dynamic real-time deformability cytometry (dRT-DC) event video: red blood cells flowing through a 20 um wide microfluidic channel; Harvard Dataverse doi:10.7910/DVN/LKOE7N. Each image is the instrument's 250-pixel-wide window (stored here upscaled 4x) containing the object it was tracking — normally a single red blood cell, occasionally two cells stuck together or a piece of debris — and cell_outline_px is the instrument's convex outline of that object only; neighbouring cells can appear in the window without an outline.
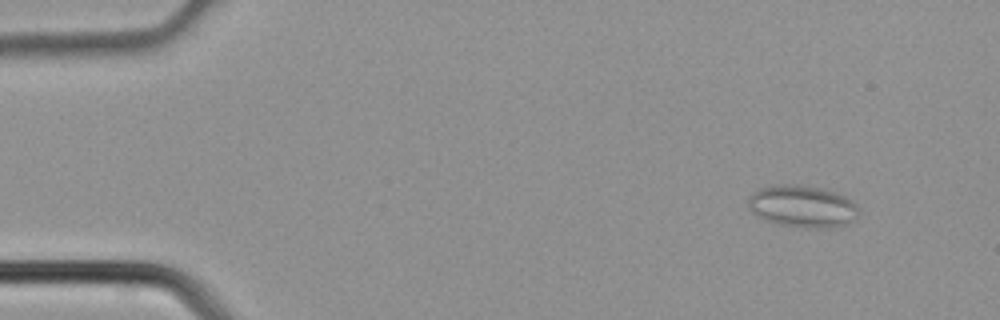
{"species": "common noctule bat (a hibernating species)", "species_latin": "Nyctalus noctula", "temperature_condition": "cold", "stored_images_in_passage": 4, "camera_frame_rate_fps": 3000, "um_per_image_px": 0.085, "animal": {"sex": "male", "body_mass_g": 21.5, "forearm_length_mm": 52.0}, "frame": {"image": 1, "passage_image": 4, "time_ms": 1.0, "image_size_px": [1000, 320], "cell_outline_px": [[860, 212], [852, 220], [844, 224], [828, 228], [804, 228], [780, 224], [764, 220], [756, 216], [752, 212], [748, 204], [748, 196], [752, 192], [760, 188], [784, 184], [788, 184], [816, 188], [832, 192], [844, 196], [852, 200], [856, 204]], "centroid_in_image_um": [68.17, 17.56], "position_along_channel_um": 16.8, "area_um2": 26.76}}